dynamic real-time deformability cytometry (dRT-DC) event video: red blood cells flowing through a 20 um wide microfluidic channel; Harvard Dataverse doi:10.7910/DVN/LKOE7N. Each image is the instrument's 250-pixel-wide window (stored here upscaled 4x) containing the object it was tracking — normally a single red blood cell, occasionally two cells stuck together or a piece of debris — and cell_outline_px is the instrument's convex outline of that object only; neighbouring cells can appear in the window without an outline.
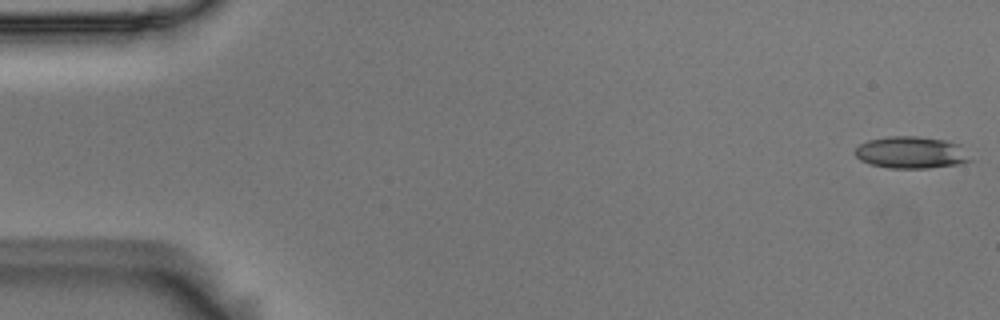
{"species": "Egyptian fruit bat (a non-hibernating species)", "species_latin": "Rousettus aegyptiacus", "temperature_condition": "room temperature", "stored_images_in_passage": 54, "camera_frame_rate_fps": 3000, "um_per_image_px": 0.085, "animal": {"sex": "male"}, "frame": {"image": 1, "passage_image": 1, "time_ms": 0.0, "image_size_px": [1000, 320], "cell_outline_px": [[972, 160], [960, 164], [928, 168], [888, 168], [872, 164], [860, 160], [852, 152], [860, 144], [868, 140], [888, 136], [916, 136], [948, 140], [960, 144]], "centroid_in_image_um": [77.45, 12.95], "position_along_channel_um": 7.5, "area_um2": 21.62}}
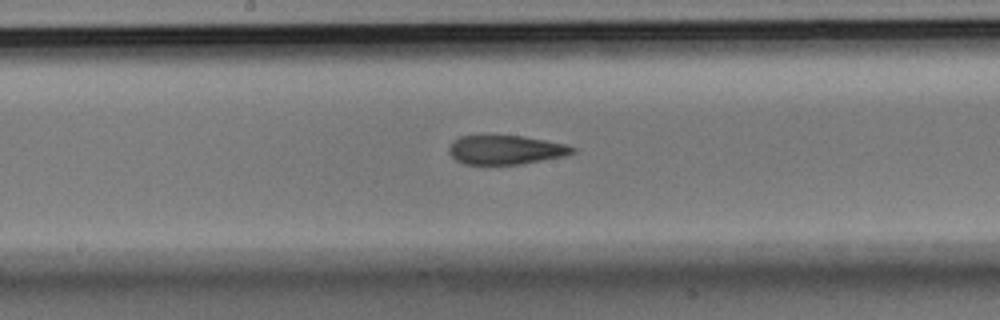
{"frame": {"image": 2, "passage_image": 28, "time_ms": 9.0, "image_size_px": [1000, 320], "cell_outline_px": [[576, 152], [564, 156], [520, 164], [464, 164], [456, 160], [448, 152], [448, 148], [460, 136], [524, 136], [564, 144], [576, 148]], "centroid_in_image_um": [42.99, 12.74], "position_along_channel_um": 205.2, "area_um2": 20.63}}
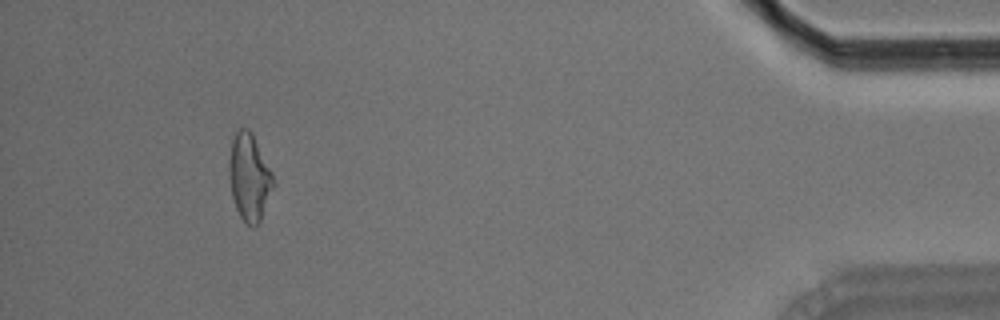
{"frame": {"image": 3, "passage_image": 50, "time_ms": 16.333, "image_size_px": [1000, 320], "cell_outline_px": [[276, 184], [260, 220], [252, 228], [240, 216], [236, 208], [232, 196], [228, 176], [228, 160], [232, 140], [236, 128], [248, 128], [252, 132], [272, 172]], "centroid_in_image_um": [21.19, 15.02], "position_along_channel_um": 414.0, "area_um2": 22.72}, "authors_computed_cell_mechanics": {"area_um2": 21.8773, "velocity_mm_per_s": 3.7229, "shape_relaxation_time_tau1_ms": null, "shape_relaxation_time_tau2_ms": 3.2242, "deformation_change_tau1": null, "deformation_change_tau2": 0.1129}}